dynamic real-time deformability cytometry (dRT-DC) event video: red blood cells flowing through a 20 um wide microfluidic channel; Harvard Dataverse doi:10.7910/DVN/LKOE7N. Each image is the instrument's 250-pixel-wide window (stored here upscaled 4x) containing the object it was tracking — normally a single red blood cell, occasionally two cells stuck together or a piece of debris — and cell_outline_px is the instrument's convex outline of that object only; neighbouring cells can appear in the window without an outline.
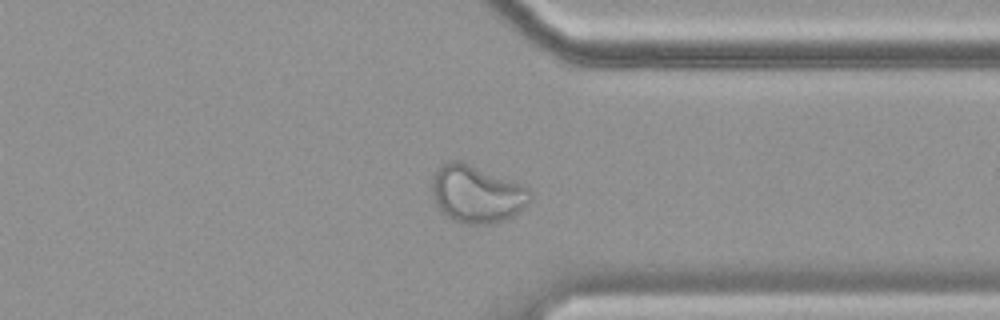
{"species": "common noctule bat (a hibernating species)", "species_latin": "Nyctalus noctula", "temperature_condition": "cold", "stored_images_in_passage": 48, "camera_frame_rate_fps": 3000, "um_per_image_px": 0.085, "animal": {"sex": "female", "body_mass_g": 19.9}, "frame": {"image": 1, "passage_image": 35, "time_ms": 11.333, "image_size_px": [1000, 320], "cell_outline_px": [[532, 200], [528, 204], [512, 216], [504, 220], [492, 224], [468, 224], [444, 216], [436, 204], [432, 196], [432, 176], [436, 168], [448, 160], [460, 160], [520, 184], [528, 188], [532, 192]], "centroid_in_image_um": [40.49, 16.49], "position_along_channel_um": 370.9, "area_um2": 33.0}, "authors_computed_cell_mechanics": {"area_um2": 29.7092, "velocity_mm_per_s": 3.4713, "shape_relaxation_time_tau1_ms": null, "shape_relaxation_time_tau2_ms": 1.4993, "deformation_change_tau1": null, "deformation_change_tau2": 0.0728}}